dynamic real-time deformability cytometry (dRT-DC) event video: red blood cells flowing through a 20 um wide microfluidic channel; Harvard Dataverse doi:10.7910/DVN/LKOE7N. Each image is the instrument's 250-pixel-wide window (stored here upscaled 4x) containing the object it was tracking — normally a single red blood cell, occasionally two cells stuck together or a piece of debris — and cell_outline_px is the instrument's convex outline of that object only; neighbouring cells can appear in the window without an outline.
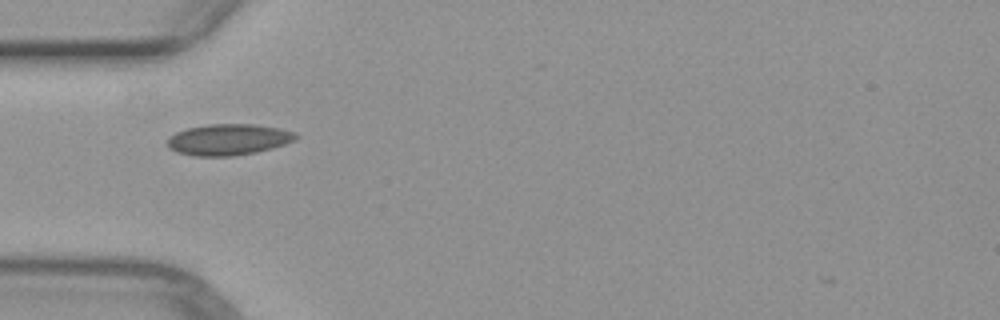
{"species": "common noctule bat (a hibernating species)", "species_latin": "Nyctalus noctula", "temperature_condition": "warm", "stored_images_in_passage": 35, "camera_frame_rate_fps": 3000, "um_per_image_px": 0.085, "animal": {"sex": "female", "body_mass_g": 29.2, "forearm_length_mm": 56.3}, "frame": {"image": 1, "passage_image": 1, "time_ms": 0.0, "image_size_px": [1000, 320], "cell_outline_px": [[300, 136], [296, 140], [272, 148], [256, 152], [232, 156], [192, 156], [176, 152], [168, 148], [168, 136], [176, 132], [188, 128], [208, 124], [256, 124], [280, 128], [296, 132]], "centroid_in_image_um": [19.43, 11.86], "position_along_channel_um": 65.6, "area_um2": 23.58}}
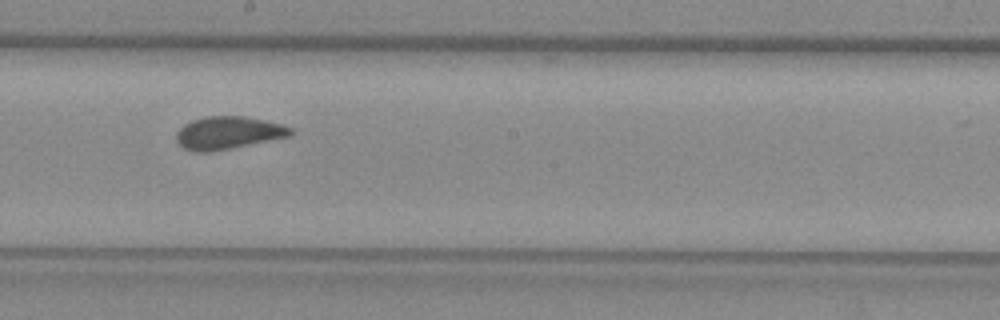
{"frame": {"image": 2, "passage_image": 13, "time_ms": 4.0, "image_size_px": [1000, 320], "cell_outline_px": [[292, 132], [288, 136], [208, 152], [196, 152], [184, 148], [176, 140], [176, 132], [184, 124], [192, 120], [208, 116], [244, 116], [284, 124], [292, 128]], "centroid_in_image_um": [19.36, 11.27], "position_along_channel_um": 228.8, "area_um2": 21.39}}
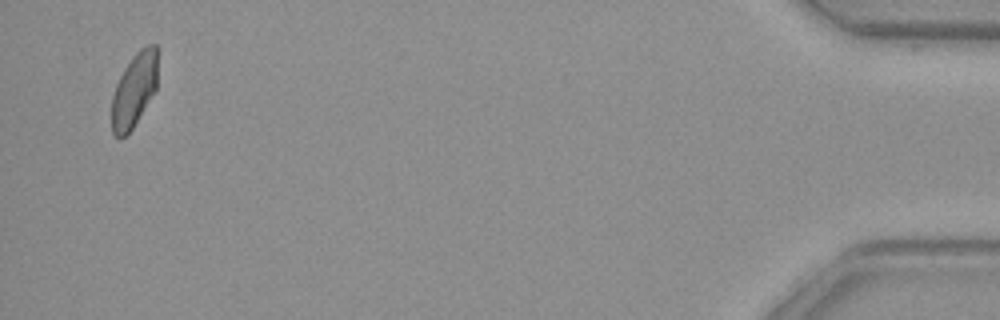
{"frame": {"image": 3, "passage_image": 34, "time_ms": 11.0, "image_size_px": [1000, 320], "cell_outline_px": [[156, 92], [132, 128], [120, 140], [112, 132], [112, 96], [116, 84], [124, 68], [132, 56], [140, 48], [148, 44], [156, 44]], "centroid_in_image_um": [11.4, 7.66], "position_along_channel_um": 423.8, "area_um2": 19.77}}